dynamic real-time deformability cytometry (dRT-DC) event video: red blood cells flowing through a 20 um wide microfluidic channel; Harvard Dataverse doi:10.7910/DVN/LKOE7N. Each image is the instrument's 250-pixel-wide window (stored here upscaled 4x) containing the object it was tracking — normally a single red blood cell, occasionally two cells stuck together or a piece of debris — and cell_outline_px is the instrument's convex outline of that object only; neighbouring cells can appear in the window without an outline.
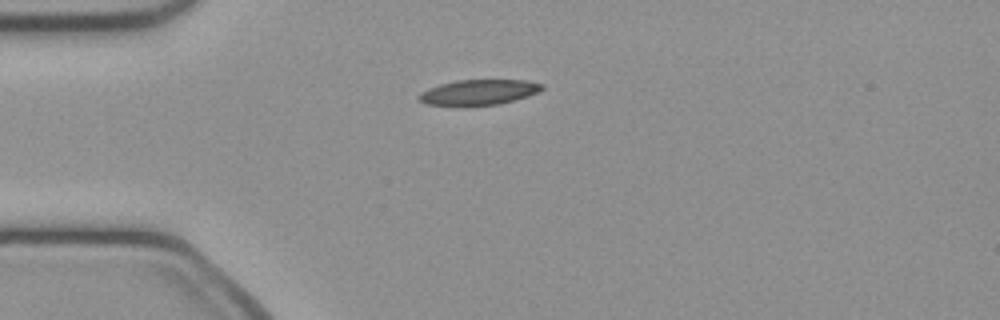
{"species": "common noctule bat (a hibernating species)", "species_latin": "Nyctalus noctula", "temperature_condition": "cold", "stored_images_in_passage": 38, "camera_frame_rate_fps": 3000, "um_per_image_px": 0.085, "animal": {"sex": "female", "body_mass_g": 21.9}, "frame": {"image": 1, "passage_image": 1, "time_ms": 0.0, "image_size_px": [1000, 320], "cell_outline_px": [[544, 88], [528, 96], [496, 104], [424, 104], [416, 100], [416, 96], [420, 92], [428, 88], [440, 84], [456, 80], [528, 80], [544, 84]], "centroid_in_image_um": [40.66, 7.81], "position_along_channel_um": 44.3, "area_um2": 17.8}}
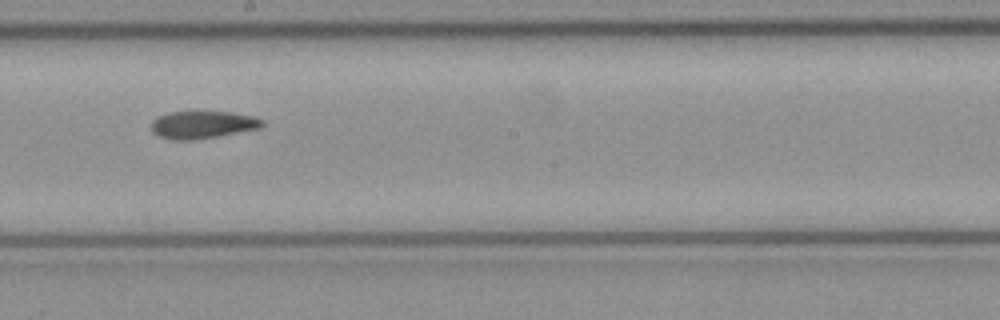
{"frame": {"image": 2, "passage_image": 16, "time_ms": 5.0, "image_size_px": [1000, 320], "cell_outline_px": [[264, 124], [260, 128], [216, 136], [192, 140], [172, 140], [160, 136], [152, 132], [152, 120], [156, 116], [168, 112], [192, 108], [232, 112], [252, 116], [264, 120]], "centroid_in_image_um": [17.17, 10.53], "position_along_channel_um": 231.0, "area_um2": 18.61}}
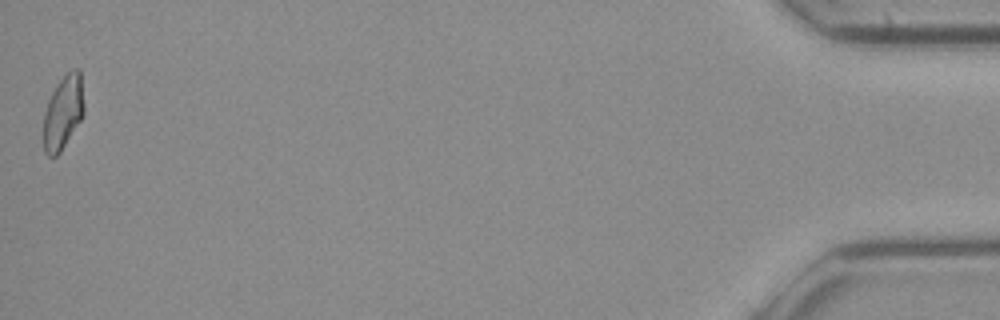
{"frame": {"image": 3, "passage_image": 38, "time_ms": 12.333, "image_size_px": [1000, 320], "cell_outline_px": [[84, 116], [60, 152], [56, 156], [48, 156], [44, 152], [44, 112], [48, 100], [56, 84], [72, 68], [80, 68], [84, 104]], "centroid_in_image_um": [5.38, 9.53], "position_along_channel_um": 429.8, "area_um2": 17.57}}